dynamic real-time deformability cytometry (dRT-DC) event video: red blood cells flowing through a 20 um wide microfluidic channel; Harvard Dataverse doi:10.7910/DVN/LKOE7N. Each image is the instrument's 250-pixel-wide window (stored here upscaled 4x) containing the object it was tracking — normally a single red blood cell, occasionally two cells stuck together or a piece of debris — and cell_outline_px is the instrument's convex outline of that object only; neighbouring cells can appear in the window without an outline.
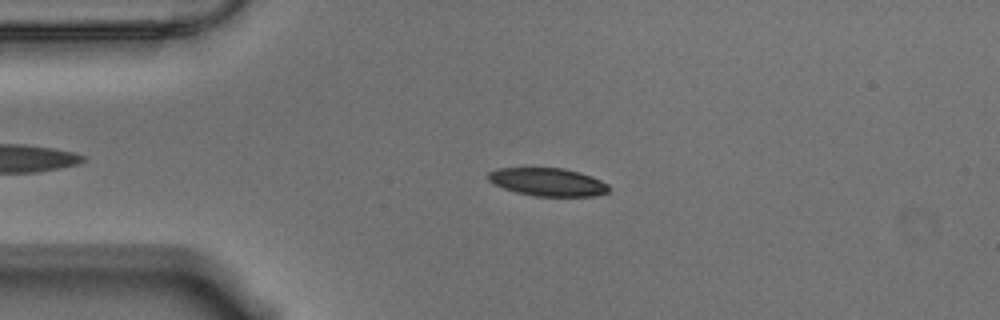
{"species": "Egyptian fruit bat (a non-hibernating species)", "species_latin": "Rousettus aegyptiacus", "temperature_condition": "warm", "stored_images_in_passage": 51, "camera_frame_rate_fps": 3000, "um_per_image_px": 0.085, "animal": {"sex": "male"}, "frame": {"image": 1, "passage_image": 12, "time_ms": 3.667, "image_size_px": [1000, 320], "cell_outline_px": [[608, 192], [592, 196], [536, 196], [516, 192], [492, 184], [488, 180], [488, 172], [496, 168], [564, 168], [580, 172], [592, 176], [608, 184]], "centroid_in_image_um": [46.53, 15.46], "position_along_channel_um": 38.5, "area_um2": 19.71}}
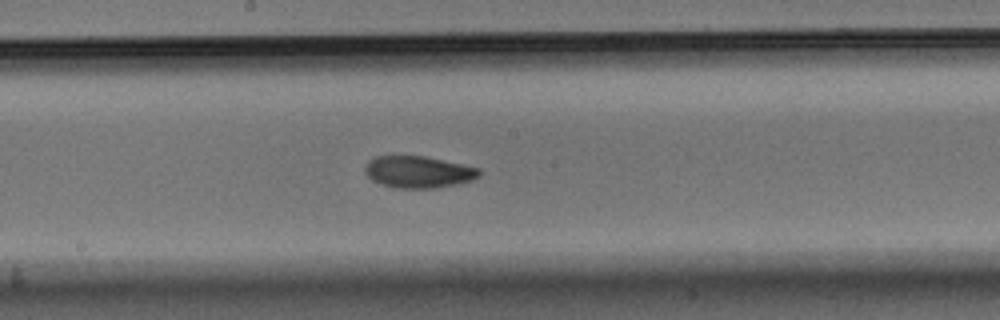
{"frame": {"image": 2, "passage_image": 29, "time_ms": 9.333, "image_size_px": [1000, 320], "cell_outline_px": [[480, 176], [472, 180], [460, 184], [436, 188], [396, 188], [380, 184], [372, 180], [364, 172], [364, 168], [368, 160], [376, 156], [424, 156], [480, 168]], "centroid_in_image_um": [35.55, 14.62], "position_along_channel_um": 212.6, "area_um2": 21.33}}
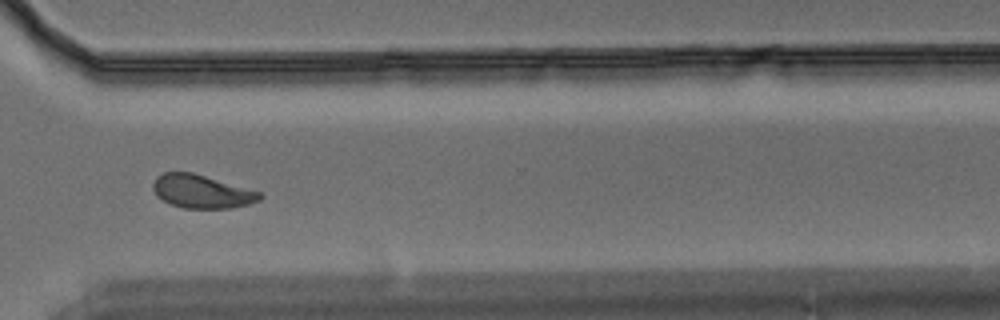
{"frame": {"image": 3, "passage_image": 41, "time_ms": 13.333, "image_size_px": [1000, 320], "cell_outline_px": [[264, 196], [260, 200], [248, 204], [232, 208], [184, 208], [172, 204], [164, 200], [152, 188], [152, 184], [156, 176], [164, 172], [192, 172], [260, 192]], "centroid_in_image_um": [17.15, 16.27], "position_along_channel_um": 353.4, "area_um2": 20.46}, "authors_computed_cell_mechanics": {"area_um2": 20.5768, "velocity_mm_per_s": 3.5247, "shape_relaxation_time_tau1_ms": 3.673, "shape_relaxation_time_tau2_ms": 3.3709, "deformation_change_tau1": 0.1293, "deformation_change_tau2": 0.0864}}